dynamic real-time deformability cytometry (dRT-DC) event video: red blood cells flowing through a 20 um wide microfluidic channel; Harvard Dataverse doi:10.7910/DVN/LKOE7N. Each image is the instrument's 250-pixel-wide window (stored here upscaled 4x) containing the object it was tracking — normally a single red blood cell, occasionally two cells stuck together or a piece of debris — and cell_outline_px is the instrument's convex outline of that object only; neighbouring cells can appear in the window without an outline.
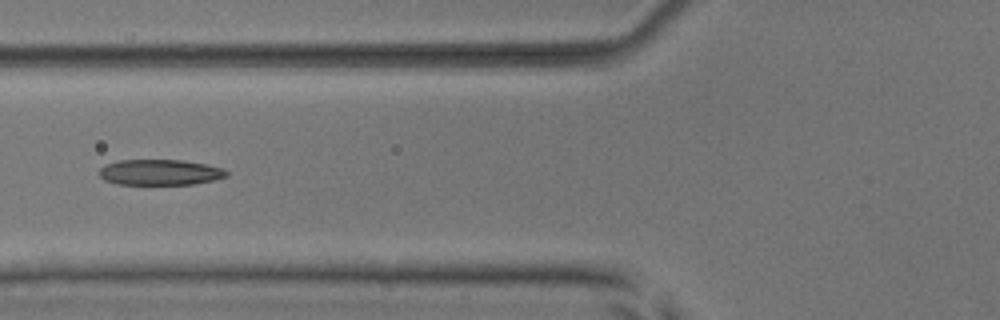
{"species": "common noctule bat (a hibernating species)", "species_latin": "Nyctalus noctula", "temperature_condition": "room temperature", "stored_images_in_passage": 3, "camera_frame_rate_fps": 3000, "um_per_image_px": 0.085, "animal": {"sex": "male", "body_mass_g": 17.9, "forearm_length_mm": 54.2}, "frame": {"image": 1, "passage_image": 3, "time_ms": 2.0, "image_size_px": [1000, 320], "cell_outline_px": [[228, 176], [212, 180], [192, 184], [116, 184], [104, 180], [100, 176], [100, 168], [104, 164], [120, 160], [184, 160], [204, 164], [220, 168], [228, 172]], "centroid_in_image_um": [13.55, 14.64], "position_along_channel_um": 112.2, "area_um2": 18.9}}